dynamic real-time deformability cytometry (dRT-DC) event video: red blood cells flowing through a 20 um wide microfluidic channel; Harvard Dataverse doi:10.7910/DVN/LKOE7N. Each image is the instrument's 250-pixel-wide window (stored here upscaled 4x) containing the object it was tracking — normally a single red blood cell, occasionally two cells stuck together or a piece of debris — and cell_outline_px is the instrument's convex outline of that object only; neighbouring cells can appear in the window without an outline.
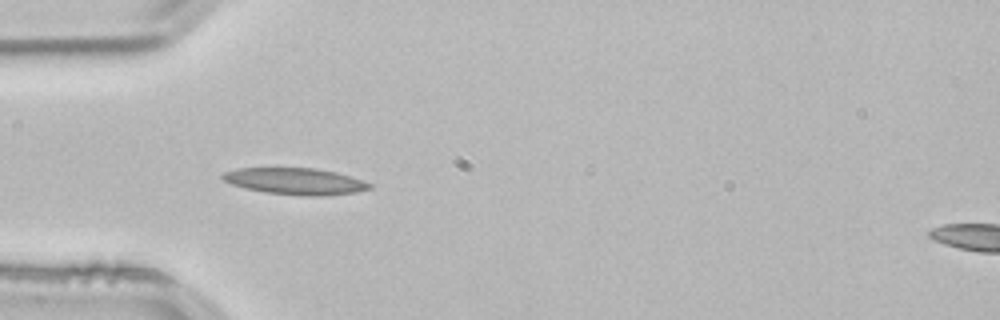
{"species": "common noctule bat (a hibernating species)", "species_latin": "Nyctalus noctula", "temperature_condition": "room temperature", "stored_images_in_passage": 17, "camera_frame_rate_fps": 3000, "um_per_image_px": 0.085, "animal": {"sex": "male", "body_mass_g": 21.5, "forearm_length_mm": 52.0}, "frame": {"image": 1, "passage_image": 1, "time_ms": 0.0, "image_size_px": [1000, 320], "cell_outline_px": [[372, 188], [356, 192], [324, 196], [300, 196], [264, 192], [244, 188], [232, 184], [224, 180], [220, 176], [224, 172], [240, 168], [312, 168], [336, 172], [372, 184]], "centroid_in_image_um": [25.08, 15.42], "position_along_channel_um": 59.9, "area_um2": 22.66}}
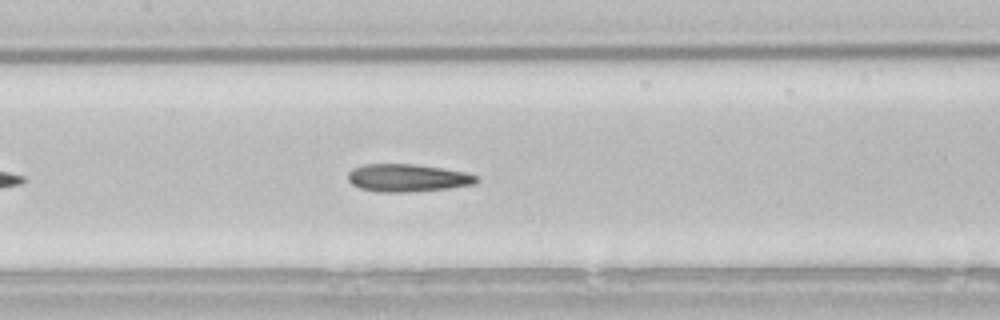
{"frame": {"image": 2, "passage_image": 10, "time_ms": 3.0, "image_size_px": [1000, 320], "cell_outline_px": [[480, 180], [476, 184], [448, 188], [408, 192], [376, 192], [360, 188], [352, 184], [348, 180], [348, 172], [352, 168], [364, 164], [416, 164], [468, 172], [476, 176]], "centroid_in_image_um": [34.65, 15.12], "position_along_channel_um": 172.8, "area_um2": 20.92}}